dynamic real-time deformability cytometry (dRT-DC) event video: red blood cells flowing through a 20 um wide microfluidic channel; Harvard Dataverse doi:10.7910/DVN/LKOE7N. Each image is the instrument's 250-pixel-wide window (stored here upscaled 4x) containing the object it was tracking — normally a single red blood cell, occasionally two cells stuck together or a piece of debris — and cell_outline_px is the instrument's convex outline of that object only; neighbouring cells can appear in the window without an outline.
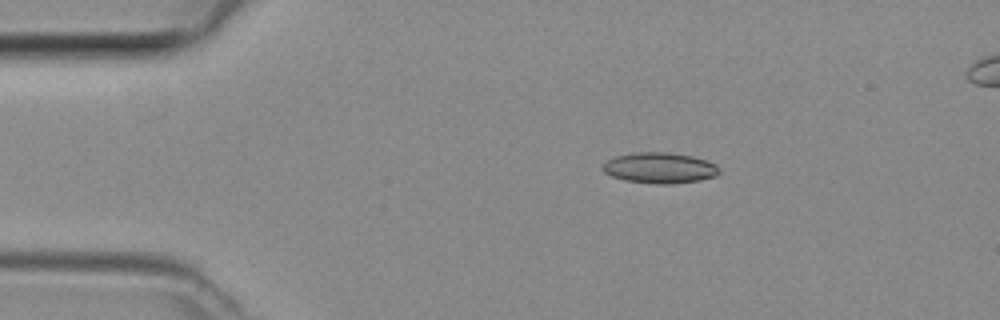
{"species": "common noctule bat (a hibernating species)", "species_latin": "Nyctalus noctula", "temperature_condition": "room temperature", "stored_images_in_passage": 5, "camera_frame_rate_fps": 3000, "um_per_image_px": 0.085, "animal": {"sex": "female", "body_mass_g": 29.2, "forearm_length_mm": 56.3}, "frame": {"image": 1, "passage_image": 2, "time_ms": 0.333, "image_size_px": [1000, 320], "cell_outline_px": [[720, 172], [716, 176], [700, 180], [672, 184], [656, 184], [624, 180], [612, 176], [604, 172], [600, 168], [608, 160], [616, 156], [636, 152], [668, 152], [692, 156], [708, 160], [716, 164], [720, 168]], "centroid_in_image_um": [56.1, 14.27], "position_along_channel_um": 28.9, "area_um2": 21.04}}